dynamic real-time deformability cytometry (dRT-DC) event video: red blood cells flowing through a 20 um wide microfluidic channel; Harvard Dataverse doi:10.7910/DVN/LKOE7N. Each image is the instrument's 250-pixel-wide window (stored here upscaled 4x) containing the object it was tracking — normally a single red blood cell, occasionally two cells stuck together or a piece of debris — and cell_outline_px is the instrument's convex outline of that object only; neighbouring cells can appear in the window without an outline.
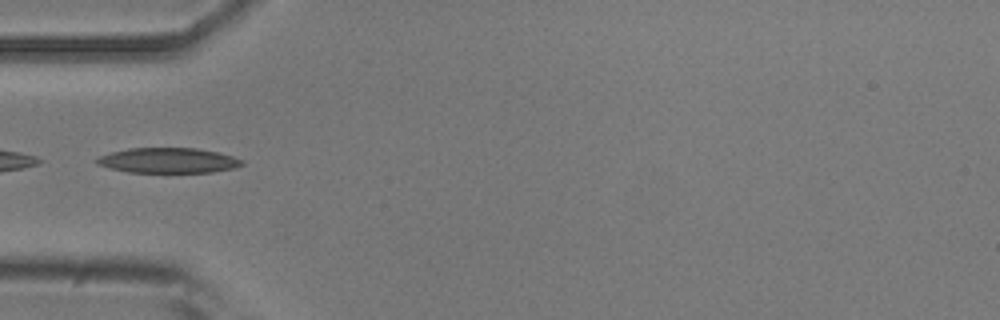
{"species": "common noctule bat (a hibernating species)", "species_latin": "Nyctalus noctula", "temperature_condition": "room temperature", "stored_images_in_passage": 5, "camera_frame_rate_fps": 3000, "um_per_image_px": 0.085, "animal": {"sex": "male", "body_mass_g": 20.5, "forearm_length_mm": 52.5}, "frame": {"image": 1, "passage_image": 5, "time_ms": 1.333, "image_size_px": [1000, 320], "cell_outline_px": [[244, 164], [236, 168], [212, 172], [128, 172], [96, 164], [96, 160], [100, 156], [112, 152], [128, 148], [196, 148], [216, 152], [232, 156], [244, 160]], "centroid_in_image_um": [14.34, 13.64], "position_along_channel_um": 70.7, "area_um2": 21.15}}